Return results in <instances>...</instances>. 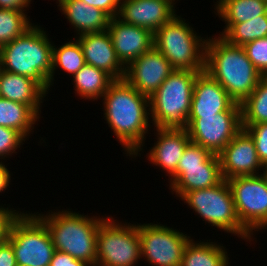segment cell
<instances>
[{
	"instance_id": "obj_3",
	"label": "cell",
	"mask_w": 267,
	"mask_h": 266,
	"mask_svg": "<svg viewBox=\"0 0 267 266\" xmlns=\"http://www.w3.org/2000/svg\"><path fill=\"white\" fill-rule=\"evenodd\" d=\"M56 211V212H55ZM48 210L34 214L46 225L56 251L67 253L77 260L96 265L97 232L109 216H90L69 209Z\"/></svg>"
},
{
	"instance_id": "obj_19",
	"label": "cell",
	"mask_w": 267,
	"mask_h": 266,
	"mask_svg": "<svg viewBox=\"0 0 267 266\" xmlns=\"http://www.w3.org/2000/svg\"><path fill=\"white\" fill-rule=\"evenodd\" d=\"M75 38L81 44L85 64L105 71L114 80L124 79L125 67L117 58L108 31L86 33Z\"/></svg>"
},
{
	"instance_id": "obj_24",
	"label": "cell",
	"mask_w": 267,
	"mask_h": 266,
	"mask_svg": "<svg viewBox=\"0 0 267 266\" xmlns=\"http://www.w3.org/2000/svg\"><path fill=\"white\" fill-rule=\"evenodd\" d=\"M227 250L226 245L213 239L195 241L191 238L184 249L181 266H231Z\"/></svg>"
},
{
	"instance_id": "obj_31",
	"label": "cell",
	"mask_w": 267,
	"mask_h": 266,
	"mask_svg": "<svg viewBox=\"0 0 267 266\" xmlns=\"http://www.w3.org/2000/svg\"><path fill=\"white\" fill-rule=\"evenodd\" d=\"M27 139L17 130L0 126V160L17 155Z\"/></svg>"
},
{
	"instance_id": "obj_40",
	"label": "cell",
	"mask_w": 267,
	"mask_h": 266,
	"mask_svg": "<svg viewBox=\"0 0 267 266\" xmlns=\"http://www.w3.org/2000/svg\"><path fill=\"white\" fill-rule=\"evenodd\" d=\"M5 160H0V193L4 194L8 188H10L11 183V171L7 168Z\"/></svg>"
},
{
	"instance_id": "obj_10",
	"label": "cell",
	"mask_w": 267,
	"mask_h": 266,
	"mask_svg": "<svg viewBox=\"0 0 267 266\" xmlns=\"http://www.w3.org/2000/svg\"><path fill=\"white\" fill-rule=\"evenodd\" d=\"M180 231L167 223H138L142 261L151 266H181L184 249L192 235Z\"/></svg>"
},
{
	"instance_id": "obj_29",
	"label": "cell",
	"mask_w": 267,
	"mask_h": 266,
	"mask_svg": "<svg viewBox=\"0 0 267 266\" xmlns=\"http://www.w3.org/2000/svg\"><path fill=\"white\" fill-rule=\"evenodd\" d=\"M267 37V14L234 24L223 36L229 44L243 46L247 42Z\"/></svg>"
},
{
	"instance_id": "obj_15",
	"label": "cell",
	"mask_w": 267,
	"mask_h": 266,
	"mask_svg": "<svg viewBox=\"0 0 267 266\" xmlns=\"http://www.w3.org/2000/svg\"><path fill=\"white\" fill-rule=\"evenodd\" d=\"M179 0H121L118 18L153 34L177 15Z\"/></svg>"
},
{
	"instance_id": "obj_6",
	"label": "cell",
	"mask_w": 267,
	"mask_h": 266,
	"mask_svg": "<svg viewBox=\"0 0 267 266\" xmlns=\"http://www.w3.org/2000/svg\"><path fill=\"white\" fill-rule=\"evenodd\" d=\"M180 200L212 228L237 236L251 245L258 241L240 223L227 180L213 187L186 192Z\"/></svg>"
},
{
	"instance_id": "obj_23",
	"label": "cell",
	"mask_w": 267,
	"mask_h": 266,
	"mask_svg": "<svg viewBox=\"0 0 267 266\" xmlns=\"http://www.w3.org/2000/svg\"><path fill=\"white\" fill-rule=\"evenodd\" d=\"M214 2V13L224 22L222 32L218 36H223L234 24L243 23L254 19L260 15L267 14L266 0H216Z\"/></svg>"
},
{
	"instance_id": "obj_36",
	"label": "cell",
	"mask_w": 267,
	"mask_h": 266,
	"mask_svg": "<svg viewBox=\"0 0 267 266\" xmlns=\"http://www.w3.org/2000/svg\"><path fill=\"white\" fill-rule=\"evenodd\" d=\"M89 6L97 7L110 18L118 16L121 0H81Z\"/></svg>"
},
{
	"instance_id": "obj_28",
	"label": "cell",
	"mask_w": 267,
	"mask_h": 266,
	"mask_svg": "<svg viewBox=\"0 0 267 266\" xmlns=\"http://www.w3.org/2000/svg\"><path fill=\"white\" fill-rule=\"evenodd\" d=\"M242 124L267 123V76H263L254 91L241 103Z\"/></svg>"
},
{
	"instance_id": "obj_41",
	"label": "cell",
	"mask_w": 267,
	"mask_h": 266,
	"mask_svg": "<svg viewBox=\"0 0 267 266\" xmlns=\"http://www.w3.org/2000/svg\"><path fill=\"white\" fill-rule=\"evenodd\" d=\"M261 176L264 178L266 184H267V164L263 166L261 170Z\"/></svg>"
},
{
	"instance_id": "obj_18",
	"label": "cell",
	"mask_w": 267,
	"mask_h": 266,
	"mask_svg": "<svg viewBox=\"0 0 267 266\" xmlns=\"http://www.w3.org/2000/svg\"><path fill=\"white\" fill-rule=\"evenodd\" d=\"M225 111H241V104L236 103L207 72L199 73L193 88L189 117L215 115Z\"/></svg>"
},
{
	"instance_id": "obj_37",
	"label": "cell",
	"mask_w": 267,
	"mask_h": 266,
	"mask_svg": "<svg viewBox=\"0 0 267 266\" xmlns=\"http://www.w3.org/2000/svg\"><path fill=\"white\" fill-rule=\"evenodd\" d=\"M49 266H92L91 264L77 260L67 253L55 251Z\"/></svg>"
},
{
	"instance_id": "obj_25",
	"label": "cell",
	"mask_w": 267,
	"mask_h": 266,
	"mask_svg": "<svg viewBox=\"0 0 267 266\" xmlns=\"http://www.w3.org/2000/svg\"><path fill=\"white\" fill-rule=\"evenodd\" d=\"M74 93L80 100L98 101L108 90L114 79L105 71L85 64L73 77Z\"/></svg>"
},
{
	"instance_id": "obj_35",
	"label": "cell",
	"mask_w": 267,
	"mask_h": 266,
	"mask_svg": "<svg viewBox=\"0 0 267 266\" xmlns=\"http://www.w3.org/2000/svg\"><path fill=\"white\" fill-rule=\"evenodd\" d=\"M7 206L8 207H5L3 204L0 205V244H3L7 240L9 227L13 219L18 213H23L25 211H21V208H11L9 204Z\"/></svg>"
},
{
	"instance_id": "obj_5",
	"label": "cell",
	"mask_w": 267,
	"mask_h": 266,
	"mask_svg": "<svg viewBox=\"0 0 267 266\" xmlns=\"http://www.w3.org/2000/svg\"><path fill=\"white\" fill-rule=\"evenodd\" d=\"M200 72L174 70L149 98L150 117L158 129H186L193 88Z\"/></svg>"
},
{
	"instance_id": "obj_8",
	"label": "cell",
	"mask_w": 267,
	"mask_h": 266,
	"mask_svg": "<svg viewBox=\"0 0 267 266\" xmlns=\"http://www.w3.org/2000/svg\"><path fill=\"white\" fill-rule=\"evenodd\" d=\"M6 241L13 248L17 266H49L56 251L46 225L32 211L18 213Z\"/></svg>"
},
{
	"instance_id": "obj_26",
	"label": "cell",
	"mask_w": 267,
	"mask_h": 266,
	"mask_svg": "<svg viewBox=\"0 0 267 266\" xmlns=\"http://www.w3.org/2000/svg\"><path fill=\"white\" fill-rule=\"evenodd\" d=\"M39 119L28 105L0 97V126L13 128L29 140Z\"/></svg>"
},
{
	"instance_id": "obj_20",
	"label": "cell",
	"mask_w": 267,
	"mask_h": 266,
	"mask_svg": "<svg viewBox=\"0 0 267 266\" xmlns=\"http://www.w3.org/2000/svg\"><path fill=\"white\" fill-rule=\"evenodd\" d=\"M223 180L219 155L213 154L202 166L184 167V171H176L168 189L179 199L186 192L213 187Z\"/></svg>"
},
{
	"instance_id": "obj_32",
	"label": "cell",
	"mask_w": 267,
	"mask_h": 266,
	"mask_svg": "<svg viewBox=\"0 0 267 266\" xmlns=\"http://www.w3.org/2000/svg\"><path fill=\"white\" fill-rule=\"evenodd\" d=\"M242 47L262 76H267V37L247 42Z\"/></svg>"
},
{
	"instance_id": "obj_17",
	"label": "cell",
	"mask_w": 267,
	"mask_h": 266,
	"mask_svg": "<svg viewBox=\"0 0 267 266\" xmlns=\"http://www.w3.org/2000/svg\"><path fill=\"white\" fill-rule=\"evenodd\" d=\"M107 31L117 58L125 68L154 47V34L151 31L123 22L117 16L110 19Z\"/></svg>"
},
{
	"instance_id": "obj_12",
	"label": "cell",
	"mask_w": 267,
	"mask_h": 266,
	"mask_svg": "<svg viewBox=\"0 0 267 266\" xmlns=\"http://www.w3.org/2000/svg\"><path fill=\"white\" fill-rule=\"evenodd\" d=\"M186 129L191 142L219 154L242 129L241 111L188 117Z\"/></svg>"
},
{
	"instance_id": "obj_1",
	"label": "cell",
	"mask_w": 267,
	"mask_h": 266,
	"mask_svg": "<svg viewBox=\"0 0 267 266\" xmlns=\"http://www.w3.org/2000/svg\"><path fill=\"white\" fill-rule=\"evenodd\" d=\"M103 118L120 143L123 154L141 157L145 149L146 135L151 130L149 97L138 92L125 79L114 80L100 99ZM141 152V153H140Z\"/></svg>"
},
{
	"instance_id": "obj_30",
	"label": "cell",
	"mask_w": 267,
	"mask_h": 266,
	"mask_svg": "<svg viewBox=\"0 0 267 266\" xmlns=\"http://www.w3.org/2000/svg\"><path fill=\"white\" fill-rule=\"evenodd\" d=\"M33 24L27 11L0 9V48L21 36Z\"/></svg>"
},
{
	"instance_id": "obj_16",
	"label": "cell",
	"mask_w": 267,
	"mask_h": 266,
	"mask_svg": "<svg viewBox=\"0 0 267 266\" xmlns=\"http://www.w3.org/2000/svg\"><path fill=\"white\" fill-rule=\"evenodd\" d=\"M156 141L146 153L147 162L162 169L169 176L170 183L176 175V169L187 145L191 142L187 129L152 128ZM156 131V132H155ZM157 134V135H156Z\"/></svg>"
},
{
	"instance_id": "obj_4",
	"label": "cell",
	"mask_w": 267,
	"mask_h": 266,
	"mask_svg": "<svg viewBox=\"0 0 267 266\" xmlns=\"http://www.w3.org/2000/svg\"><path fill=\"white\" fill-rule=\"evenodd\" d=\"M44 27L34 23L21 36L0 48V68L29 77L48 94L54 41Z\"/></svg>"
},
{
	"instance_id": "obj_22",
	"label": "cell",
	"mask_w": 267,
	"mask_h": 266,
	"mask_svg": "<svg viewBox=\"0 0 267 266\" xmlns=\"http://www.w3.org/2000/svg\"><path fill=\"white\" fill-rule=\"evenodd\" d=\"M48 93L29 77L1 69L0 97L28 105L40 118ZM47 96V97H46Z\"/></svg>"
},
{
	"instance_id": "obj_21",
	"label": "cell",
	"mask_w": 267,
	"mask_h": 266,
	"mask_svg": "<svg viewBox=\"0 0 267 266\" xmlns=\"http://www.w3.org/2000/svg\"><path fill=\"white\" fill-rule=\"evenodd\" d=\"M57 6L74 29V38L86 33L107 31L111 18L97 7L89 6L81 0H60Z\"/></svg>"
},
{
	"instance_id": "obj_33",
	"label": "cell",
	"mask_w": 267,
	"mask_h": 266,
	"mask_svg": "<svg viewBox=\"0 0 267 266\" xmlns=\"http://www.w3.org/2000/svg\"><path fill=\"white\" fill-rule=\"evenodd\" d=\"M212 155L213 153L206 148L190 142L179 160L176 171H184V167L202 166Z\"/></svg>"
},
{
	"instance_id": "obj_27",
	"label": "cell",
	"mask_w": 267,
	"mask_h": 266,
	"mask_svg": "<svg viewBox=\"0 0 267 266\" xmlns=\"http://www.w3.org/2000/svg\"><path fill=\"white\" fill-rule=\"evenodd\" d=\"M71 37V40L63 43L62 45L53 44L52 48V72L49 79L50 89L54 85L56 78L55 73L62 69V71L69 74L72 78L84 65L85 59L81 44L79 41ZM57 46V47H56ZM71 74V75H70Z\"/></svg>"
},
{
	"instance_id": "obj_11",
	"label": "cell",
	"mask_w": 267,
	"mask_h": 266,
	"mask_svg": "<svg viewBox=\"0 0 267 266\" xmlns=\"http://www.w3.org/2000/svg\"><path fill=\"white\" fill-rule=\"evenodd\" d=\"M240 223L254 236L267 230V184L260 175L227 180ZM257 232V233H255Z\"/></svg>"
},
{
	"instance_id": "obj_7",
	"label": "cell",
	"mask_w": 267,
	"mask_h": 266,
	"mask_svg": "<svg viewBox=\"0 0 267 266\" xmlns=\"http://www.w3.org/2000/svg\"><path fill=\"white\" fill-rule=\"evenodd\" d=\"M182 15H175L154 33V47L170 62L174 70L203 72L207 36L198 35Z\"/></svg>"
},
{
	"instance_id": "obj_2",
	"label": "cell",
	"mask_w": 267,
	"mask_h": 266,
	"mask_svg": "<svg viewBox=\"0 0 267 266\" xmlns=\"http://www.w3.org/2000/svg\"><path fill=\"white\" fill-rule=\"evenodd\" d=\"M204 71L238 104L254 91L263 77L248 59L242 46L229 44L218 35H207Z\"/></svg>"
},
{
	"instance_id": "obj_38",
	"label": "cell",
	"mask_w": 267,
	"mask_h": 266,
	"mask_svg": "<svg viewBox=\"0 0 267 266\" xmlns=\"http://www.w3.org/2000/svg\"><path fill=\"white\" fill-rule=\"evenodd\" d=\"M0 266H17L13 248L7 241L0 245Z\"/></svg>"
},
{
	"instance_id": "obj_13",
	"label": "cell",
	"mask_w": 267,
	"mask_h": 266,
	"mask_svg": "<svg viewBox=\"0 0 267 266\" xmlns=\"http://www.w3.org/2000/svg\"><path fill=\"white\" fill-rule=\"evenodd\" d=\"M173 71L170 62L153 47L125 68L124 79L150 98Z\"/></svg>"
},
{
	"instance_id": "obj_39",
	"label": "cell",
	"mask_w": 267,
	"mask_h": 266,
	"mask_svg": "<svg viewBox=\"0 0 267 266\" xmlns=\"http://www.w3.org/2000/svg\"><path fill=\"white\" fill-rule=\"evenodd\" d=\"M33 0H0V9L29 11Z\"/></svg>"
},
{
	"instance_id": "obj_9",
	"label": "cell",
	"mask_w": 267,
	"mask_h": 266,
	"mask_svg": "<svg viewBox=\"0 0 267 266\" xmlns=\"http://www.w3.org/2000/svg\"><path fill=\"white\" fill-rule=\"evenodd\" d=\"M109 215L97 232L95 266H138L141 260L138 222H121Z\"/></svg>"
},
{
	"instance_id": "obj_34",
	"label": "cell",
	"mask_w": 267,
	"mask_h": 266,
	"mask_svg": "<svg viewBox=\"0 0 267 266\" xmlns=\"http://www.w3.org/2000/svg\"><path fill=\"white\" fill-rule=\"evenodd\" d=\"M244 129L253 139L259 161L264 166L267 164V123L242 124Z\"/></svg>"
},
{
	"instance_id": "obj_14",
	"label": "cell",
	"mask_w": 267,
	"mask_h": 266,
	"mask_svg": "<svg viewBox=\"0 0 267 266\" xmlns=\"http://www.w3.org/2000/svg\"><path fill=\"white\" fill-rule=\"evenodd\" d=\"M218 155L225 180L261 174L263 165L259 161L254 141L244 129H241Z\"/></svg>"
}]
</instances>
